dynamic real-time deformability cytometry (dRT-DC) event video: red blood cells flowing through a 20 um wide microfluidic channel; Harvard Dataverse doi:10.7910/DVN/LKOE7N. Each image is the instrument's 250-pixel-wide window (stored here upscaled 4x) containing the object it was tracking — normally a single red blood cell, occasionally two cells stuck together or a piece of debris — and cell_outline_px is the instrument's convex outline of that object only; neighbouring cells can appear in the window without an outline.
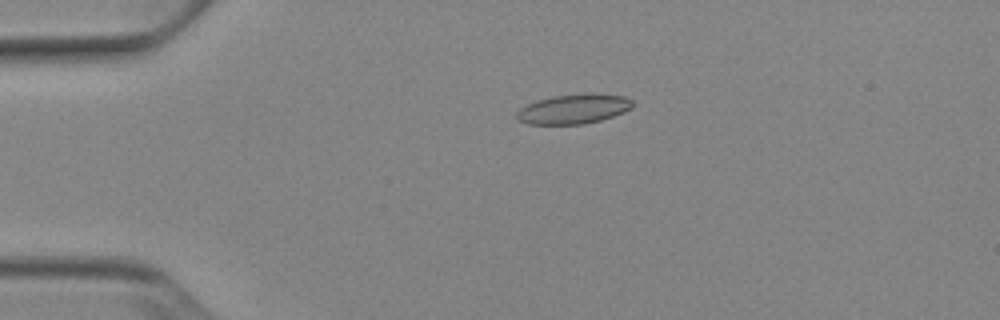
{"species": "Egyptian fruit bat (a non-hibernating species)", "species_latin": "Rousettus aegyptiacus", "temperature_condition": "cold", "stored_images_in_passage": 53, "camera_frame_rate_fps": 3000, "um_per_image_px": 0.085, "animal": {"sex": "female"}, "frame": {"image": 1, "passage_image": 12, "time_ms": 3.667, "image_size_px": [1000, 320], "cell_outline_px": [[632, 108], [624, 112], [600, 120], [584, 124], [528, 124], [516, 120], [516, 112], [520, 108], [536, 100], [552, 96], [588, 92], [592, 92], [624, 96], [632, 100]], "centroid_in_image_um": [48.74, 9.25], "position_along_channel_um": 36.3, "area_um2": 20.29}}
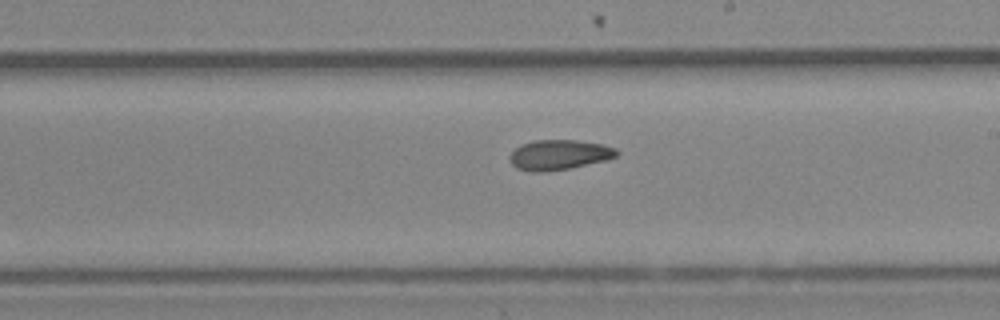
{"frame": {"image": 2, "passage_image": 31, "time_ms": 10.0, "image_size_px": [1000, 320], "cell_outline_px": [[620, 152], [616, 156], [608, 160], [568, 168], [544, 172], [532, 172], [516, 168], [512, 164], [508, 156], [520, 144], [532, 140], [576, 140], [600, 144], [616, 148]], "centroid_in_image_um": [47.5, 13.16], "position_along_channel_um": 241.5, "area_um2": 18.79}}
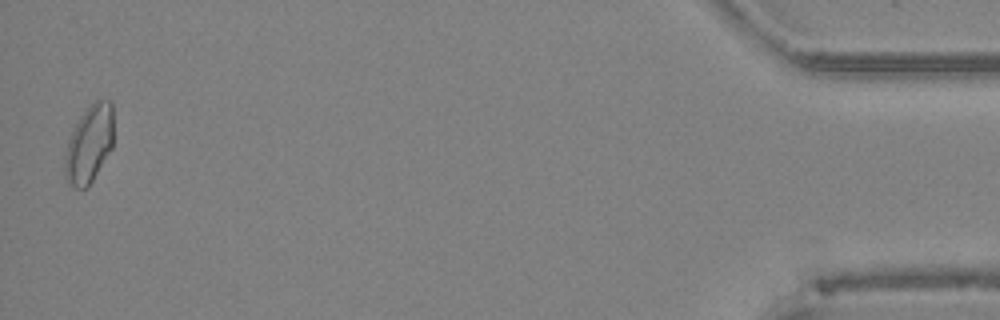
{"frame": {"image": 3, "passage_image": 52, "time_ms": 17.0, "image_size_px": [1000, 320], "cell_outline_px": [[112, 148], [88, 188], [76, 188], [68, 184], [64, 176], [64, 156], [68, 140], [80, 116], [96, 100], [112, 100]], "centroid_in_image_um": [7.56, 12.29], "position_along_channel_um": 427.6, "area_um2": 21.96}, "authors_computed_cell_mechanics": {"area_um2": 19.1896, "velocity_mm_per_s": 3.8943, "shape_relaxation_time_tau1_ms": null, "shape_relaxation_time_tau2_ms": 3.3589, "deformation_change_tau1": null, "deformation_change_tau2": 0.0746}}